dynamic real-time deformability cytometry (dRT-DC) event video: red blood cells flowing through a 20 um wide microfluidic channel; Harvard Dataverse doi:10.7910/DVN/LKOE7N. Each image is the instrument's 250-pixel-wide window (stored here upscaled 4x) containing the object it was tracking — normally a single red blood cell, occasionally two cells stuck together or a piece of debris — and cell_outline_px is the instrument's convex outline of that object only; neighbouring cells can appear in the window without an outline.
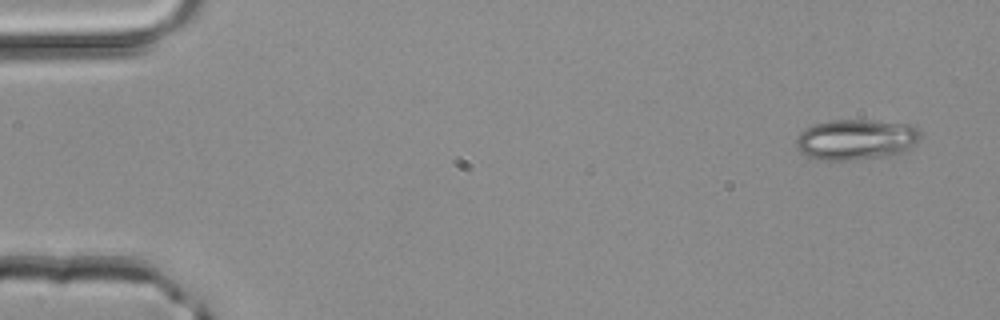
{"species": "common noctule bat (a hibernating species)", "species_latin": "Nyctalus noctula", "temperature_condition": "room temperature", "stored_images_in_passage": 3, "camera_frame_rate_fps": 3000, "um_per_image_px": 0.085, "animal": {"sex": "male", "body_mass_g": 20.4}, "frame": {"image": 1, "passage_image": 1, "time_ms": 0.0, "image_size_px": [1000, 320], "cell_outline_px": [[920, 136], [916, 144], [904, 152], [896, 156], [852, 160], [820, 160], [808, 156], [800, 152], [796, 148], [796, 136], [804, 128], [812, 124], [832, 120], [872, 120], [908, 124], [920, 128]], "centroid_in_image_um": [72.78, 11.87], "position_along_channel_um": 12.2, "area_um2": 30.06}}